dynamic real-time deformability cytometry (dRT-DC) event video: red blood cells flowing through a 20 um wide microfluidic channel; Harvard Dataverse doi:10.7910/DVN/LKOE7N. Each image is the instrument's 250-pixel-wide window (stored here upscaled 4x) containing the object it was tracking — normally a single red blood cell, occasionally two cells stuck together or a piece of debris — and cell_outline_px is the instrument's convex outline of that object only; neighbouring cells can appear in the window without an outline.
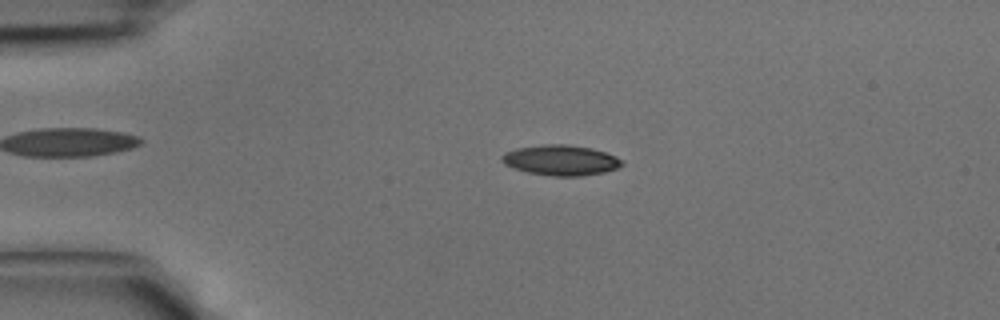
{"species": "common noctule bat (a hibernating species)", "species_latin": "Nyctalus noctula", "temperature_condition": "cold", "stored_images_in_passage": 41, "camera_frame_rate_fps": 3000, "um_per_image_px": 0.085, "animal": {"sex": "male", "body_mass_g": 15.6}, "frame": {"image": 1, "passage_image": 9, "time_ms": 2.667, "image_size_px": [1000, 320], "cell_outline_px": [[624, 164], [616, 168], [604, 172], [580, 176], [552, 176], [528, 172], [512, 168], [504, 164], [500, 160], [500, 156], [504, 152], [516, 148], [544, 144], [568, 144], [592, 148], [616, 156], [624, 160]], "centroid_in_image_um": [47.64, 13.61], "position_along_channel_um": 37.4, "area_um2": 21.44}}
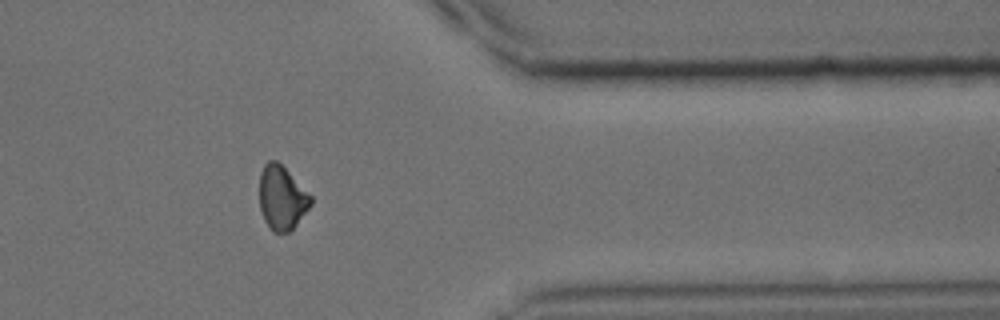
{"frame": {"image": 2, "passage_image": 34, "time_ms": 11.0, "image_size_px": [1000, 320], "cell_outline_px": [[312, 204], [296, 224], [288, 232], [272, 232], [264, 220], [260, 208], [260, 172], [264, 164], [268, 160], [276, 160], [312, 196]], "centroid_in_image_um": [23.94, 16.82], "position_along_channel_um": 387.5, "area_um2": 18.9}}
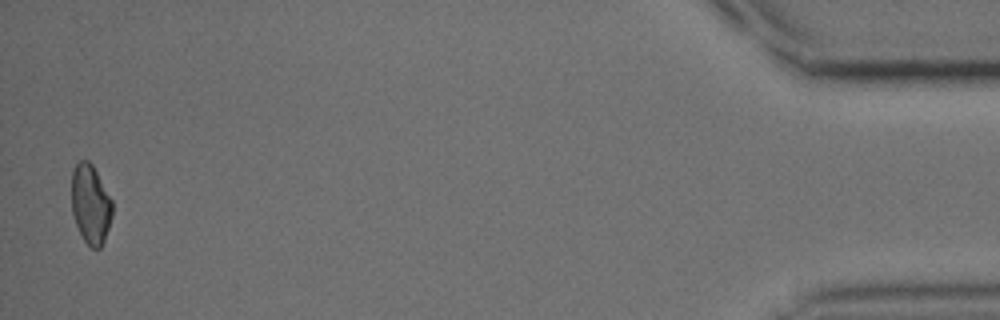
{"frame": {"image": 3, "passage_image": 41, "time_ms": 13.333, "image_size_px": [1000, 320], "cell_outline_px": [[112, 216], [104, 240], [100, 248], [92, 248], [84, 240], [76, 224], [72, 212], [72, 168], [80, 160], [88, 160], [92, 164], [112, 200]], "centroid_in_image_um": [7.69, 17.34], "position_along_channel_um": 427.5, "area_um2": 18.67}}